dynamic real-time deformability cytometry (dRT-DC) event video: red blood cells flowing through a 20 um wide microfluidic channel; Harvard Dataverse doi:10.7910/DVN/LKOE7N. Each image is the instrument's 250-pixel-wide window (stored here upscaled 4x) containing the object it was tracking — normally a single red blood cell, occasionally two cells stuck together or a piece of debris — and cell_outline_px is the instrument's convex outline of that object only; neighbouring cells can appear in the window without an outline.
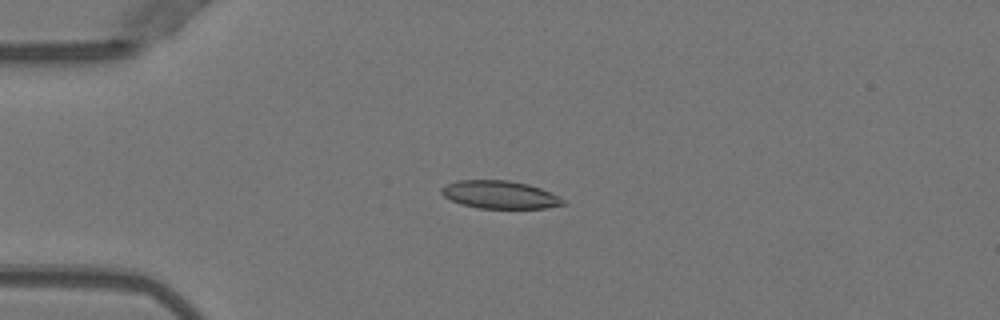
{"species": "Egyptian fruit bat (a non-hibernating species)", "species_latin": "Rousettus aegyptiacus", "temperature_condition": "warm", "stored_images_in_passage": 3, "camera_frame_rate_fps": 3000, "um_per_image_px": 0.085, "animal": {"sex": "female"}, "frame": {"image": 1, "passage_image": 3, "time_ms": 0.667, "image_size_px": [1000, 320], "cell_outline_px": [[568, 204], [544, 208], [480, 208], [460, 204], [444, 196], [440, 192], [440, 188], [444, 184], [456, 180], [508, 180], [528, 184], [540, 188], [564, 200]], "centroid_in_image_um": [42.43, 16.54], "position_along_channel_um": 42.6, "area_um2": 19.71}}